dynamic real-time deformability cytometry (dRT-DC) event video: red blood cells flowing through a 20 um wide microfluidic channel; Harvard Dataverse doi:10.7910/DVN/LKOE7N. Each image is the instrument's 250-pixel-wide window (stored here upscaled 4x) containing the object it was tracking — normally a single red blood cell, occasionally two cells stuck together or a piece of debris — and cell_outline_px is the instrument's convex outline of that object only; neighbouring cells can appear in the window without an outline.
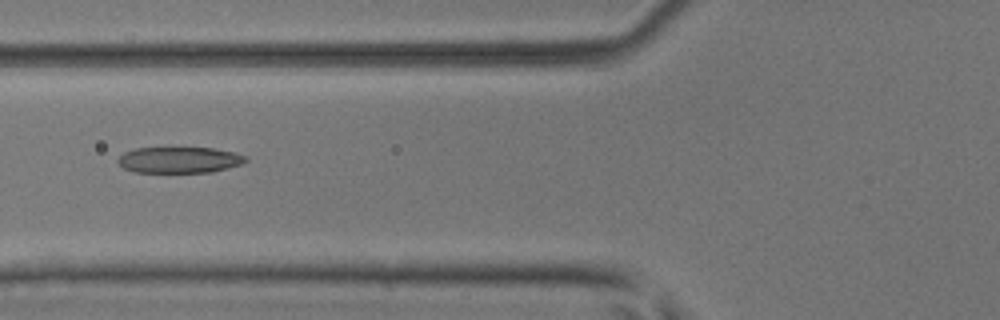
{"species": "common noctule bat (a hibernating species)", "species_latin": "Nyctalus noctula", "temperature_condition": "room temperature", "stored_images_in_passage": 3, "camera_frame_rate_fps": 3000, "um_per_image_px": 0.085, "animal": {"sex": "male", "body_mass_g": 17.9, "forearm_length_mm": 54.2}, "frame": {"image": 1, "passage_image": 2, "time_ms": 0.333, "image_size_px": [1000, 320], "cell_outline_px": [[248, 160], [240, 164], [212, 172], [132, 172], [124, 168], [116, 160], [124, 152], [136, 148], [212, 148], [236, 152], [248, 156]], "centroid_in_image_um": [15.25, 13.59], "position_along_channel_um": 110.5, "area_um2": 19.42}}
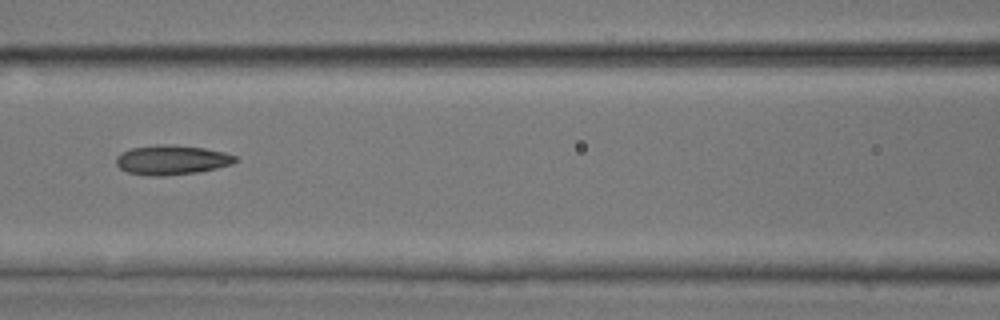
{"frame": {"image": 2, "passage_image": 3, "time_ms": 0.667, "image_size_px": [1000, 320], "cell_outline_px": [[240, 160], [232, 164], [216, 168], [196, 172], [164, 176], [148, 176], [128, 172], [120, 168], [116, 164], [116, 156], [120, 152], [132, 148], [160, 144], [168, 144], [204, 148], [224, 152], [236, 156]], "centroid_in_image_um": [14.59, 13.59], "position_along_channel_um": 152.0, "area_um2": 20.58}}